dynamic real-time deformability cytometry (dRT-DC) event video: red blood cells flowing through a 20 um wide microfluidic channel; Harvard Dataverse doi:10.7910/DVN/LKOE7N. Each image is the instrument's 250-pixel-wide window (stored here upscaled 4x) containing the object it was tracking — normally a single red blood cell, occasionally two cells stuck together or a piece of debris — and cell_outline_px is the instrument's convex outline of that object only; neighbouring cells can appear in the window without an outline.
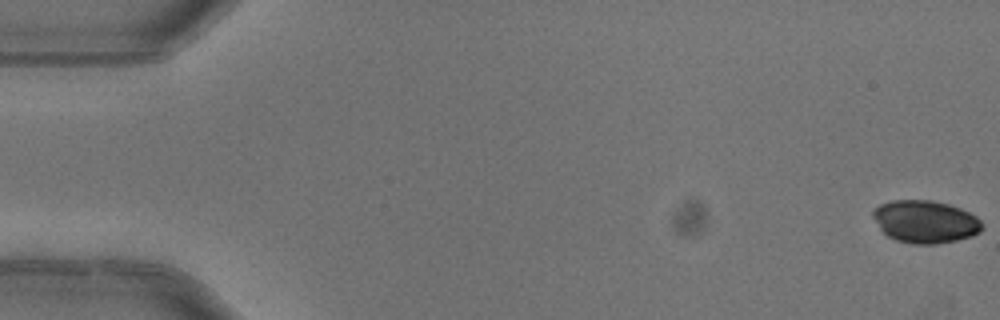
{"species": "common noctule bat (a hibernating species)", "species_latin": "Nyctalus noctula", "temperature_condition": "warm", "stored_images_in_passage": 4, "camera_frame_rate_fps": 3000, "um_per_image_px": 0.085, "animal": {"sex": "female"}, "frame": {"image": 1, "passage_image": 1, "time_ms": 0.0, "image_size_px": [1000, 320], "cell_outline_px": [[984, 228], [980, 232], [972, 236], [956, 240], [936, 244], [912, 244], [896, 240], [888, 236], [880, 228], [872, 216], [872, 212], [880, 204], [892, 200], [932, 200], [948, 204], [960, 208], [976, 216], [984, 224]], "centroid_in_image_um": [78.67, 18.84], "position_along_channel_um": 6.3, "area_um2": 27.17}}